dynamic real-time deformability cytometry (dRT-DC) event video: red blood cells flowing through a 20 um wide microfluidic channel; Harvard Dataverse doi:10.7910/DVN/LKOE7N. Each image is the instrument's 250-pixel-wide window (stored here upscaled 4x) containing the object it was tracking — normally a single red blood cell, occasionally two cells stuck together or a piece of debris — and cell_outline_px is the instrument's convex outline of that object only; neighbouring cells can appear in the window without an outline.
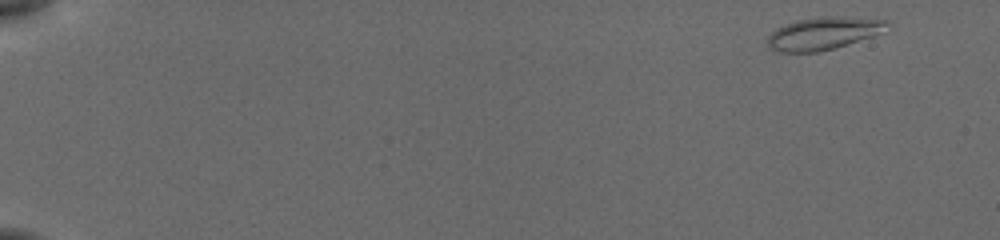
{"species": "common noctule bat (a hibernating species)", "species_latin": "Nyctalus noctula", "temperature_condition": "cold", "stored_images_in_passage": 53, "camera_frame_rate_fps": 3000, "um_per_image_px": 0.085, "animal": {"sex": "female", "body_mass_g": 19.5, "forearm_length_mm": 54.1}, "frame": {"image": 1, "passage_image": 2, "time_ms": 0.333, "image_size_px": [1000, 240], "cell_outline_px": [[888, 24], [872, 36], [820, 52], [776, 52], [768, 48], [768, 36], [776, 28], [784, 24], [796, 20], [820, 16], [836, 16], [884, 20]], "centroid_in_image_um": [69.86, 2.84], "position_along_channel_um": 15.1, "area_um2": 22.31}}
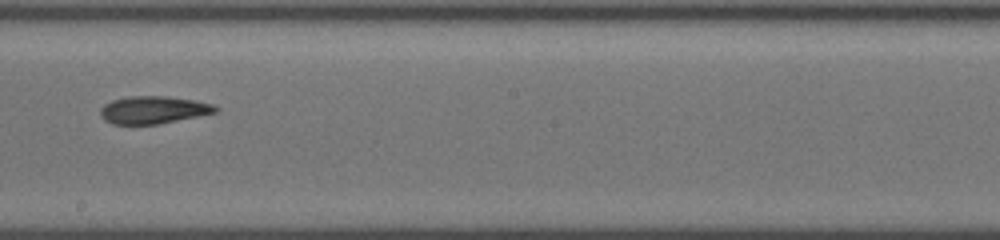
{"frame": {"image": 2, "passage_image": 32, "time_ms": 10.333, "image_size_px": [1000, 240], "cell_outline_px": [[220, 108], [216, 112], [156, 124], [112, 124], [104, 120], [100, 116], [100, 108], [104, 104], [112, 100], [128, 96], [164, 96], [196, 100], [212, 104]], "centroid_in_image_um": [12.99, 9.33], "position_along_channel_um": 235.2, "area_um2": 18.38}}
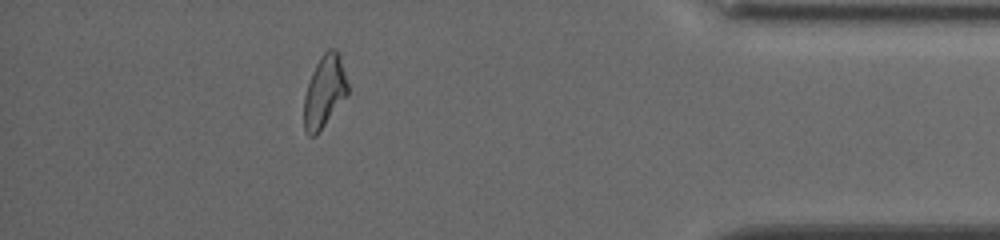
{"frame": {"image": 3, "passage_image": 48, "time_ms": 15.667, "image_size_px": [1000, 240], "cell_outline_px": [[348, 96], [320, 132], [316, 136], [308, 136], [304, 132], [304, 96], [312, 72], [320, 56], [328, 48], [336, 48], [340, 56], [348, 84]], "centroid_in_image_um": [27.59, 7.82], "position_along_channel_um": 407.6, "area_um2": 18.79}, "authors_computed_cell_mechanics": {"area_um2": 19.1318, "velocity_mm_per_s": 3.8637, "shape_relaxation_time_tau1_ms": null, "shape_relaxation_time_tau2_ms": 5.8353, "deformation_change_tau1": null, "deformation_change_tau2": 0.1503}}